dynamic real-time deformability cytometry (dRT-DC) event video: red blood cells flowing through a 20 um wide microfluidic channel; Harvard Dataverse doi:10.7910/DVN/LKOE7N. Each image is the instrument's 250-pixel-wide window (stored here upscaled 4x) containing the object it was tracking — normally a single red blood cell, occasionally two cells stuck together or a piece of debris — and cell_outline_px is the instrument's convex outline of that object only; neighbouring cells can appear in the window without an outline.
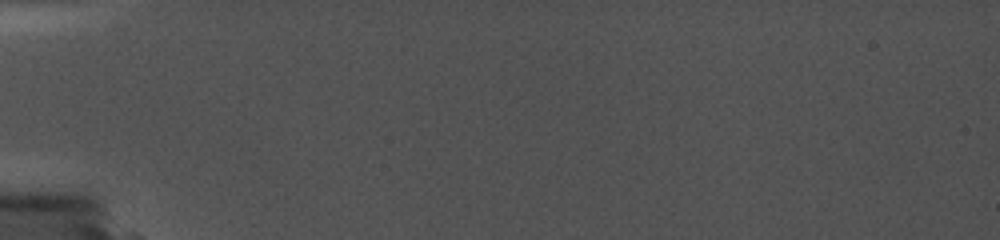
{"species": "common noctule bat (a hibernating species)", "species_latin": "Nyctalus noctula", "temperature_condition": "cold", "stored_images_in_passage": 3, "camera_frame_rate_fps": 5000, "um_per_image_px": 0.085, "animal": {"sex": "female", "body_mass_g": 19.0, "forearm_length_mm": 56.7}, "frame": {"image": 1, "passage_image": 2, "time_ms": 0.2, "image_size_px": [1000, 240], "cell_outline_px": [[684, 132], [680, 136], [660, 140], [584, 140], [540, 136], [532, 132], [532, 128], [652, 128]], "centroid_in_image_um": [51.66, 11.36], "position_along_channel_um": 33.3, "area_um2": 11.27}}